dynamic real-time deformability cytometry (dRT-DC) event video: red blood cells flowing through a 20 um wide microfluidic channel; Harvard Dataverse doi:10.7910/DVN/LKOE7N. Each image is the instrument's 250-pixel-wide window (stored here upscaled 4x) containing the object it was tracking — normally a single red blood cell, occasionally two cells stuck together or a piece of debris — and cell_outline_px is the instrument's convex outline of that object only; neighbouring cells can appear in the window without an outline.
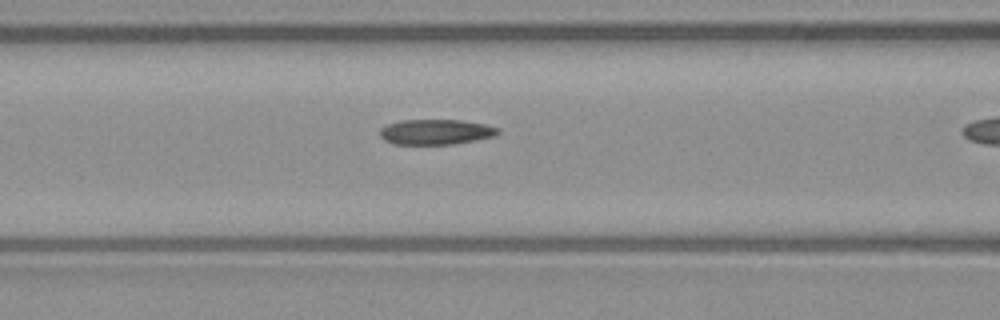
{"species": "common noctule bat (a hibernating species)", "species_latin": "Nyctalus noctula", "temperature_condition": "warm", "stored_images_in_passage": 11, "camera_frame_rate_fps": 3000, "um_per_image_px": 0.085, "animal": {"sex": "male", "body_mass_g": 23.1, "forearm_length_mm": 52.7}, "frame": {"image": 1, "passage_image": 7, "time_ms": 2.0, "image_size_px": [1000, 320], "cell_outline_px": [[500, 132], [492, 136], [476, 140], [452, 144], [396, 144], [384, 140], [380, 136], [380, 128], [388, 124], [400, 120], [460, 120], [484, 124], [500, 128]], "centroid_in_image_um": [37.03, 11.21], "position_along_channel_um": 129.6, "area_um2": 17.28}}
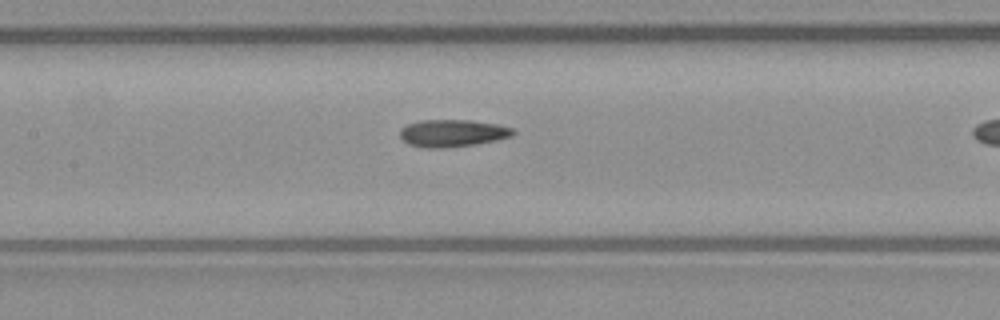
{"frame": {"image": 2, "passage_image": 10, "time_ms": 3.0, "image_size_px": [1000, 320], "cell_outline_px": [[516, 132], [512, 136], [496, 140], [476, 144], [448, 148], [424, 148], [408, 144], [400, 136], [400, 128], [408, 124], [420, 120], [472, 120], [496, 124], [512, 128]], "centroid_in_image_um": [38.45, 11.32], "position_along_channel_um": 168.9, "area_um2": 18.09}}